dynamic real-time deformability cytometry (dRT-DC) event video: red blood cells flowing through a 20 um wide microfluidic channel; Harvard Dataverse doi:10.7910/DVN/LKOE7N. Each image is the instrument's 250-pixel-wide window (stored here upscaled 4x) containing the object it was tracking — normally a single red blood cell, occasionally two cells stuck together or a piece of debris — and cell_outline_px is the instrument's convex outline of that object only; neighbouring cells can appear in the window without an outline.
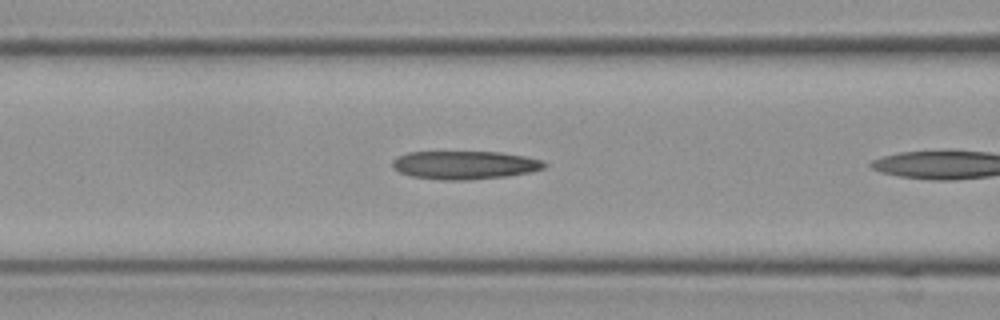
{"species": "Egyptian fruit bat (a non-hibernating species)", "species_latin": "Rousettus aegyptiacus", "temperature_condition": "cold", "stored_images_in_passage": 5, "camera_frame_rate_fps": 3000, "um_per_image_px": 0.085, "frame": {"image": 1, "passage_image": 3, "time_ms": 0.667, "image_size_px": [1000, 320], "cell_outline_px": [[548, 164], [544, 168], [532, 172], [504, 176], [468, 180], [444, 180], [412, 176], [400, 172], [392, 168], [392, 160], [396, 156], [408, 152], [500, 152], [524, 156], [544, 160]], "centroid_in_image_um": [39.5, 14.02], "position_along_channel_um": 127.1, "area_um2": 25.14}}